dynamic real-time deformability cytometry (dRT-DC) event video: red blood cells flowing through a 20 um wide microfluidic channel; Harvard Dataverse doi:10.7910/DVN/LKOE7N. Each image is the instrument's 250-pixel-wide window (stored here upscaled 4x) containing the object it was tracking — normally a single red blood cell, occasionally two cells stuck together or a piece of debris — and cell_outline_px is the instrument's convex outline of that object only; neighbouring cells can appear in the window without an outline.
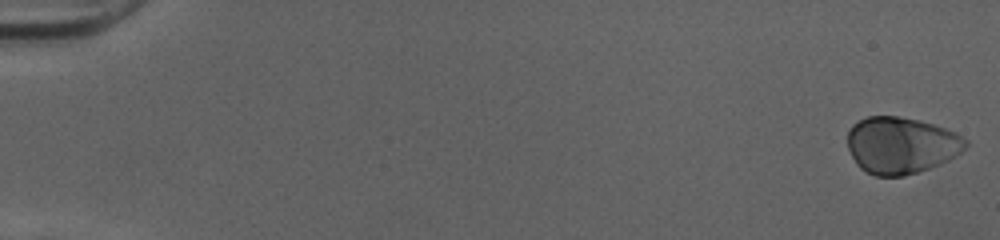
{"species": "human", "species_latin": "Homo sapiens", "temperature_condition": "cold", "stored_images_in_passage": 52, "camera_frame_rate_fps": 3000, "um_per_image_px": 0.085, "donor": {"sex": "female"}, "frame": {"image": 1, "passage_image": 1, "time_ms": 0.0, "image_size_px": [1000, 240], "cell_outline_px": [[968, 144], [960, 152], [948, 160], [940, 164], [904, 176], [876, 176], [860, 168], [856, 164], [848, 148], [848, 132], [852, 124], [868, 116], [896, 116], [920, 120], [956, 132], [968, 140]], "centroid_in_image_um": [76.59, 12.34], "position_along_channel_um": 8.4, "area_um2": 38.9}}
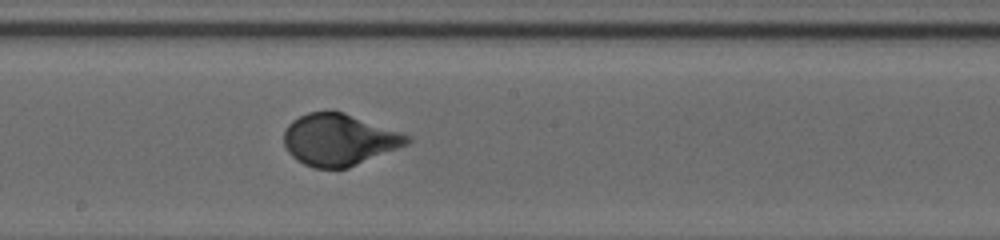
{"frame": {"image": 2, "passage_image": 30, "time_ms": 9.667, "image_size_px": [1000, 240], "cell_outline_px": [[412, 140], [408, 144], [348, 168], [316, 168], [304, 164], [296, 160], [288, 152], [284, 144], [284, 132], [288, 124], [292, 120], [308, 112], [344, 112], [412, 136]], "centroid_in_image_um": [28.82, 11.88], "position_along_channel_um": 219.4, "area_um2": 36.93}}
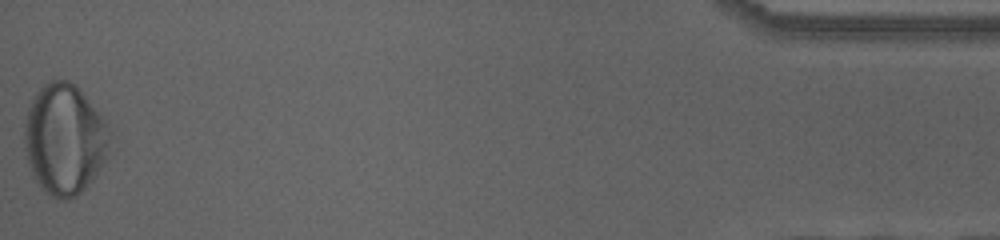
{"frame": {"image": 3, "passage_image": 52, "time_ms": 17.0, "image_size_px": [1000, 240], "cell_outline_px": [[112, 136], [104, 160], [92, 180], [80, 192], [68, 200], [60, 200], [48, 196], [40, 188], [32, 176], [28, 164], [24, 140], [24, 124], [28, 108], [32, 96], [52, 76], [68, 80], [84, 96], [104, 120]], "centroid_in_image_um": [5.43, 11.84], "position_along_channel_um": 429.8, "area_um2": 55.14}, "authors_computed_cell_mechanics": {"area_um2": 37.9457, "velocity_mm_per_s": 4.0072, "shape_relaxation_time_tau1_ms": 3.8985, "shape_relaxation_time_tau2_ms": null, "deformation_change_tau1": 0.1703, "deformation_change_tau2": null}}